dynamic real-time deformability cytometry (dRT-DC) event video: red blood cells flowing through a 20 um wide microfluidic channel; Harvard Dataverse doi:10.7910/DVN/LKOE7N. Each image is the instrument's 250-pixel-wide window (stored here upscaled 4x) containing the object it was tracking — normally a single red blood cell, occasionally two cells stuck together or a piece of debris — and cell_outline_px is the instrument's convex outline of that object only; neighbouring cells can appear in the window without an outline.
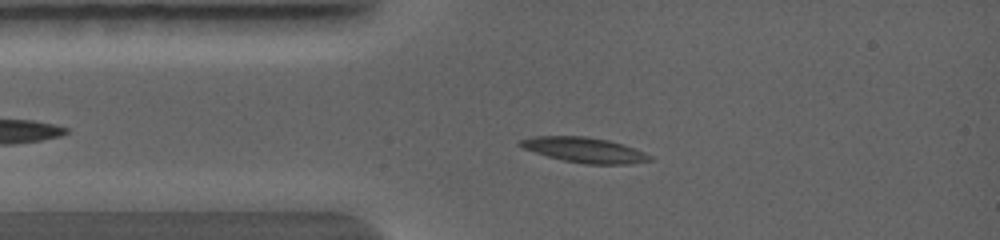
{"species": "common noctule bat (a hibernating species)", "species_latin": "Nyctalus noctula", "temperature_condition": "warm", "stored_images_in_passage": 26, "camera_frame_rate_fps": 5000, "um_per_image_px": 0.085, "animal": {"sex": "female", "body_mass_g": 19.0, "forearm_length_mm": 56.7}, "frame": {"image": 1, "passage_image": 9, "time_ms": 1.8, "image_size_px": [1000, 240], "cell_outline_px": [[648, 160], [628, 164], [584, 164], [564, 160], [548, 156], [524, 148], [520, 144], [524, 140], [548, 136], [576, 136], [600, 140], [616, 144], [628, 148]], "centroid_in_image_um": [49.51, 12.77], "position_along_channel_um": 35.5, "area_um2": 16.99}}
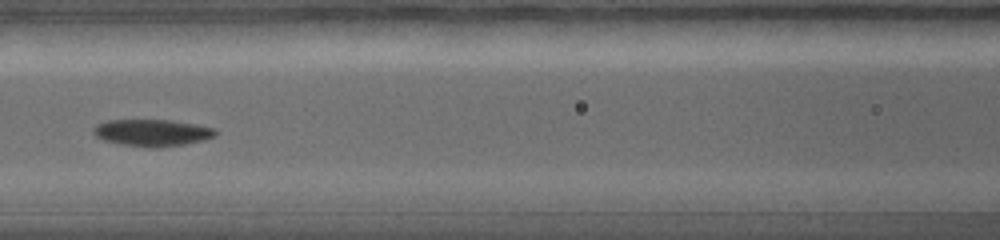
{"frame": {"image": 2, "passage_image": 19, "time_ms": 4.2, "image_size_px": [1000, 240], "cell_outline_px": [[216, 132], [212, 136], [200, 140], [184, 144], [160, 148], [152, 148], [124, 144], [104, 140], [96, 136], [96, 128], [100, 124], [108, 120], [168, 120], [192, 124], [212, 128]], "centroid_in_image_um": [12.93, 11.29], "position_along_channel_um": 153.7, "area_um2": 18.32}}
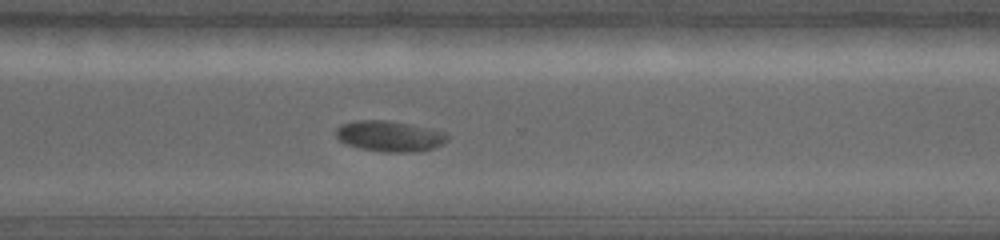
{"frame": {"image": 3, "passage_image": 26, "time_ms": 7.6, "image_size_px": [1000, 240], "cell_outline_px": [[444, 140], [440, 144], [432, 148], [404, 152], [388, 152], [364, 148], [340, 140], [340, 128], [344, 124], [372, 120], [396, 124], [444, 136]], "centroid_in_image_um": [32.99, 11.63], "position_along_channel_um": 337.6, "area_um2": 16.88}}